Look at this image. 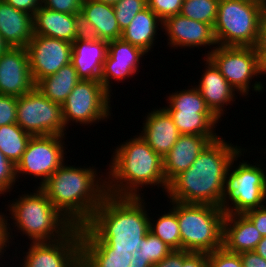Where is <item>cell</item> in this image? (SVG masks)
I'll use <instances>...</instances> for the list:
<instances>
[{
    "instance_id": "6da1fadb",
    "label": "cell",
    "mask_w": 266,
    "mask_h": 267,
    "mask_svg": "<svg viewBox=\"0 0 266 267\" xmlns=\"http://www.w3.org/2000/svg\"><path fill=\"white\" fill-rule=\"evenodd\" d=\"M221 137L212 141L187 170L168 183L164 196L175 202L220 207L226 174L232 160L243 149Z\"/></svg>"
},
{
    "instance_id": "7a4b0ae2",
    "label": "cell",
    "mask_w": 266,
    "mask_h": 267,
    "mask_svg": "<svg viewBox=\"0 0 266 267\" xmlns=\"http://www.w3.org/2000/svg\"><path fill=\"white\" fill-rule=\"evenodd\" d=\"M137 134L113 149L105 172L107 194L144 197V188L150 186L151 190L158 187L166 193L168 183L164 175L163 158Z\"/></svg>"
},
{
    "instance_id": "3957f363",
    "label": "cell",
    "mask_w": 266,
    "mask_h": 267,
    "mask_svg": "<svg viewBox=\"0 0 266 267\" xmlns=\"http://www.w3.org/2000/svg\"><path fill=\"white\" fill-rule=\"evenodd\" d=\"M95 166L67 165L65 162L39 187L69 221L85 225L106 193V176ZM102 173V174H100Z\"/></svg>"
},
{
    "instance_id": "277c9868",
    "label": "cell",
    "mask_w": 266,
    "mask_h": 267,
    "mask_svg": "<svg viewBox=\"0 0 266 267\" xmlns=\"http://www.w3.org/2000/svg\"><path fill=\"white\" fill-rule=\"evenodd\" d=\"M145 197L106 194L85 225L110 248L139 252V245L149 232L150 213Z\"/></svg>"
},
{
    "instance_id": "5b68a950",
    "label": "cell",
    "mask_w": 266,
    "mask_h": 267,
    "mask_svg": "<svg viewBox=\"0 0 266 267\" xmlns=\"http://www.w3.org/2000/svg\"><path fill=\"white\" fill-rule=\"evenodd\" d=\"M24 192L5 205L8 207L5 211H9L5 214V236L8 248L15 243L12 231L26 236L30 242H50L65 237L75 227L54 207L39 187L34 186L32 192Z\"/></svg>"
},
{
    "instance_id": "8992f818",
    "label": "cell",
    "mask_w": 266,
    "mask_h": 267,
    "mask_svg": "<svg viewBox=\"0 0 266 267\" xmlns=\"http://www.w3.org/2000/svg\"><path fill=\"white\" fill-rule=\"evenodd\" d=\"M247 151L253 152L244 147L232 160L226 174L220 208L227 214H244L266 204V167L263 162L266 157L261 156L260 160L255 159L257 163L251 164L241 158H246L244 154L250 156Z\"/></svg>"
},
{
    "instance_id": "52a82bcc",
    "label": "cell",
    "mask_w": 266,
    "mask_h": 267,
    "mask_svg": "<svg viewBox=\"0 0 266 267\" xmlns=\"http://www.w3.org/2000/svg\"><path fill=\"white\" fill-rule=\"evenodd\" d=\"M176 212L181 235V250L211 253L222 248L225 212L210 204L169 201Z\"/></svg>"
},
{
    "instance_id": "ba28073f",
    "label": "cell",
    "mask_w": 266,
    "mask_h": 267,
    "mask_svg": "<svg viewBox=\"0 0 266 267\" xmlns=\"http://www.w3.org/2000/svg\"><path fill=\"white\" fill-rule=\"evenodd\" d=\"M262 6L252 0H219L213 26L217 45L256 47Z\"/></svg>"
},
{
    "instance_id": "9c48e42d",
    "label": "cell",
    "mask_w": 266,
    "mask_h": 267,
    "mask_svg": "<svg viewBox=\"0 0 266 267\" xmlns=\"http://www.w3.org/2000/svg\"><path fill=\"white\" fill-rule=\"evenodd\" d=\"M207 57L240 96L249 98L251 91L264 92V83L255 81L262 77L260 51L256 47L217 46Z\"/></svg>"
},
{
    "instance_id": "30bf717a",
    "label": "cell",
    "mask_w": 266,
    "mask_h": 267,
    "mask_svg": "<svg viewBox=\"0 0 266 267\" xmlns=\"http://www.w3.org/2000/svg\"><path fill=\"white\" fill-rule=\"evenodd\" d=\"M111 96L100 81H79L61 106L66 128L73 123L85 127L113 120Z\"/></svg>"
},
{
    "instance_id": "8fae6325",
    "label": "cell",
    "mask_w": 266,
    "mask_h": 267,
    "mask_svg": "<svg viewBox=\"0 0 266 267\" xmlns=\"http://www.w3.org/2000/svg\"><path fill=\"white\" fill-rule=\"evenodd\" d=\"M65 138L66 136L59 135L32 136L25 152L16 164L17 180L22 175H28L24 177L25 180L26 177L32 176L31 179L40 181L36 186L41 187L67 161Z\"/></svg>"
},
{
    "instance_id": "7c38bea8",
    "label": "cell",
    "mask_w": 266,
    "mask_h": 267,
    "mask_svg": "<svg viewBox=\"0 0 266 267\" xmlns=\"http://www.w3.org/2000/svg\"><path fill=\"white\" fill-rule=\"evenodd\" d=\"M16 123L31 136L67 135L61 105L36 88L17 97Z\"/></svg>"
},
{
    "instance_id": "4fadbf2b",
    "label": "cell",
    "mask_w": 266,
    "mask_h": 267,
    "mask_svg": "<svg viewBox=\"0 0 266 267\" xmlns=\"http://www.w3.org/2000/svg\"><path fill=\"white\" fill-rule=\"evenodd\" d=\"M18 267H80V228L75 226L65 237L50 242H30ZM23 258V259H22ZM21 261V262H20Z\"/></svg>"
},
{
    "instance_id": "5bb4252c",
    "label": "cell",
    "mask_w": 266,
    "mask_h": 267,
    "mask_svg": "<svg viewBox=\"0 0 266 267\" xmlns=\"http://www.w3.org/2000/svg\"><path fill=\"white\" fill-rule=\"evenodd\" d=\"M26 48L35 84L71 62L72 43L61 39L34 35Z\"/></svg>"
},
{
    "instance_id": "9a60e30c",
    "label": "cell",
    "mask_w": 266,
    "mask_h": 267,
    "mask_svg": "<svg viewBox=\"0 0 266 267\" xmlns=\"http://www.w3.org/2000/svg\"><path fill=\"white\" fill-rule=\"evenodd\" d=\"M148 55L140 47L124 41L122 38L108 42V53L103 63L100 77L104 89L111 95L113 82L125 83L138 74L142 58ZM141 61V62H140ZM114 80V81H113ZM113 81V82H112ZM112 84V85H111Z\"/></svg>"
},
{
    "instance_id": "2e32d148",
    "label": "cell",
    "mask_w": 266,
    "mask_h": 267,
    "mask_svg": "<svg viewBox=\"0 0 266 267\" xmlns=\"http://www.w3.org/2000/svg\"><path fill=\"white\" fill-rule=\"evenodd\" d=\"M162 28L170 49L192 50L195 47L198 49L208 47L209 50L204 54L207 57L218 46L210 24L192 20L181 14L167 17L163 21Z\"/></svg>"
},
{
    "instance_id": "e0dca14e",
    "label": "cell",
    "mask_w": 266,
    "mask_h": 267,
    "mask_svg": "<svg viewBox=\"0 0 266 267\" xmlns=\"http://www.w3.org/2000/svg\"><path fill=\"white\" fill-rule=\"evenodd\" d=\"M34 88L27 48H9L0 56V95L19 97Z\"/></svg>"
},
{
    "instance_id": "ac0fdd59",
    "label": "cell",
    "mask_w": 266,
    "mask_h": 267,
    "mask_svg": "<svg viewBox=\"0 0 266 267\" xmlns=\"http://www.w3.org/2000/svg\"><path fill=\"white\" fill-rule=\"evenodd\" d=\"M203 58L204 60L201 62H204L205 70H202L203 74L200 76L198 84L194 83L193 85L200 91L211 112L222 121L227 106H233V103H236L235 100L238 99L237 96H241L227 82L214 63L208 57L204 56Z\"/></svg>"
},
{
    "instance_id": "d6986e66",
    "label": "cell",
    "mask_w": 266,
    "mask_h": 267,
    "mask_svg": "<svg viewBox=\"0 0 266 267\" xmlns=\"http://www.w3.org/2000/svg\"><path fill=\"white\" fill-rule=\"evenodd\" d=\"M79 228L82 267H129L133 259L131 253L110 248L86 225Z\"/></svg>"
},
{
    "instance_id": "ffe728a7",
    "label": "cell",
    "mask_w": 266,
    "mask_h": 267,
    "mask_svg": "<svg viewBox=\"0 0 266 267\" xmlns=\"http://www.w3.org/2000/svg\"><path fill=\"white\" fill-rule=\"evenodd\" d=\"M144 117L139 133L147 144L162 158L171 150L180 133L173 118L163 107L152 108Z\"/></svg>"
},
{
    "instance_id": "44dd1931",
    "label": "cell",
    "mask_w": 266,
    "mask_h": 267,
    "mask_svg": "<svg viewBox=\"0 0 266 267\" xmlns=\"http://www.w3.org/2000/svg\"><path fill=\"white\" fill-rule=\"evenodd\" d=\"M219 137L180 134L171 150L163 157V170L166 182L187 170L198 155Z\"/></svg>"
},
{
    "instance_id": "7402d4cb",
    "label": "cell",
    "mask_w": 266,
    "mask_h": 267,
    "mask_svg": "<svg viewBox=\"0 0 266 267\" xmlns=\"http://www.w3.org/2000/svg\"><path fill=\"white\" fill-rule=\"evenodd\" d=\"M263 238L254 224L244 214H227L223 220L222 247L240 254L254 251Z\"/></svg>"
},
{
    "instance_id": "603a6c76",
    "label": "cell",
    "mask_w": 266,
    "mask_h": 267,
    "mask_svg": "<svg viewBox=\"0 0 266 267\" xmlns=\"http://www.w3.org/2000/svg\"><path fill=\"white\" fill-rule=\"evenodd\" d=\"M108 53V41H74L71 63L81 80L100 81L103 63Z\"/></svg>"
},
{
    "instance_id": "cb8c5ba5",
    "label": "cell",
    "mask_w": 266,
    "mask_h": 267,
    "mask_svg": "<svg viewBox=\"0 0 266 267\" xmlns=\"http://www.w3.org/2000/svg\"><path fill=\"white\" fill-rule=\"evenodd\" d=\"M0 34L10 48H26L34 36L33 16L0 0Z\"/></svg>"
},
{
    "instance_id": "d4e9b609",
    "label": "cell",
    "mask_w": 266,
    "mask_h": 267,
    "mask_svg": "<svg viewBox=\"0 0 266 267\" xmlns=\"http://www.w3.org/2000/svg\"><path fill=\"white\" fill-rule=\"evenodd\" d=\"M162 26L163 21L147 6L136 14L129 26L122 31L121 38L148 54L153 51L158 39L157 31L163 30Z\"/></svg>"
},
{
    "instance_id": "484cf974",
    "label": "cell",
    "mask_w": 266,
    "mask_h": 267,
    "mask_svg": "<svg viewBox=\"0 0 266 267\" xmlns=\"http://www.w3.org/2000/svg\"><path fill=\"white\" fill-rule=\"evenodd\" d=\"M34 35L61 39L70 43L75 40V14L56 12L41 6L33 16Z\"/></svg>"
},
{
    "instance_id": "4316f807",
    "label": "cell",
    "mask_w": 266,
    "mask_h": 267,
    "mask_svg": "<svg viewBox=\"0 0 266 267\" xmlns=\"http://www.w3.org/2000/svg\"><path fill=\"white\" fill-rule=\"evenodd\" d=\"M81 81L73 64L61 67L57 73L44 77L35 84L45 97L51 101L60 104L65 102L76 84Z\"/></svg>"
},
{
    "instance_id": "83f0119b",
    "label": "cell",
    "mask_w": 266,
    "mask_h": 267,
    "mask_svg": "<svg viewBox=\"0 0 266 267\" xmlns=\"http://www.w3.org/2000/svg\"><path fill=\"white\" fill-rule=\"evenodd\" d=\"M81 12L95 26L102 40L109 42L121 38L122 31L116 20L113 5L82 0Z\"/></svg>"
},
{
    "instance_id": "f1b7e54d",
    "label": "cell",
    "mask_w": 266,
    "mask_h": 267,
    "mask_svg": "<svg viewBox=\"0 0 266 267\" xmlns=\"http://www.w3.org/2000/svg\"><path fill=\"white\" fill-rule=\"evenodd\" d=\"M180 134L220 137L217 124L221 122L213 113L196 111H168ZM217 128V129H216Z\"/></svg>"
},
{
    "instance_id": "f546056e",
    "label": "cell",
    "mask_w": 266,
    "mask_h": 267,
    "mask_svg": "<svg viewBox=\"0 0 266 267\" xmlns=\"http://www.w3.org/2000/svg\"><path fill=\"white\" fill-rule=\"evenodd\" d=\"M161 216L157 214V220L150 213L149 231L159 237L172 250H181V235L176 212L169 207Z\"/></svg>"
},
{
    "instance_id": "4dcf8cb0",
    "label": "cell",
    "mask_w": 266,
    "mask_h": 267,
    "mask_svg": "<svg viewBox=\"0 0 266 267\" xmlns=\"http://www.w3.org/2000/svg\"><path fill=\"white\" fill-rule=\"evenodd\" d=\"M31 137L17 123L0 126V150L7 159L16 165L25 152Z\"/></svg>"
},
{
    "instance_id": "1f68e13d",
    "label": "cell",
    "mask_w": 266,
    "mask_h": 267,
    "mask_svg": "<svg viewBox=\"0 0 266 267\" xmlns=\"http://www.w3.org/2000/svg\"><path fill=\"white\" fill-rule=\"evenodd\" d=\"M191 87V88H190ZM181 90V91H180ZM169 93L165 99L167 111H196V113H212L207 107L200 91L195 86H188L186 89Z\"/></svg>"
},
{
    "instance_id": "d6a6232c",
    "label": "cell",
    "mask_w": 266,
    "mask_h": 267,
    "mask_svg": "<svg viewBox=\"0 0 266 267\" xmlns=\"http://www.w3.org/2000/svg\"><path fill=\"white\" fill-rule=\"evenodd\" d=\"M219 0H184L180 14L214 26Z\"/></svg>"
},
{
    "instance_id": "836d02e7",
    "label": "cell",
    "mask_w": 266,
    "mask_h": 267,
    "mask_svg": "<svg viewBox=\"0 0 266 267\" xmlns=\"http://www.w3.org/2000/svg\"><path fill=\"white\" fill-rule=\"evenodd\" d=\"M141 250L132 253L135 258L147 260L152 266L167 257L173 250L166 245L159 237L148 232L139 245Z\"/></svg>"
},
{
    "instance_id": "e575fe53",
    "label": "cell",
    "mask_w": 266,
    "mask_h": 267,
    "mask_svg": "<svg viewBox=\"0 0 266 267\" xmlns=\"http://www.w3.org/2000/svg\"><path fill=\"white\" fill-rule=\"evenodd\" d=\"M147 7V0H120L113 5L116 20L121 31H124L136 14Z\"/></svg>"
},
{
    "instance_id": "d590c367",
    "label": "cell",
    "mask_w": 266,
    "mask_h": 267,
    "mask_svg": "<svg viewBox=\"0 0 266 267\" xmlns=\"http://www.w3.org/2000/svg\"><path fill=\"white\" fill-rule=\"evenodd\" d=\"M19 183L16 176V165L7 159L0 150V196L11 194L16 183Z\"/></svg>"
},
{
    "instance_id": "8d00e7d4",
    "label": "cell",
    "mask_w": 266,
    "mask_h": 267,
    "mask_svg": "<svg viewBox=\"0 0 266 267\" xmlns=\"http://www.w3.org/2000/svg\"><path fill=\"white\" fill-rule=\"evenodd\" d=\"M208 267H243L240 254L226 251L223 247L207 253Z\"/></svg>"
},
{
    "instance_id": "74e56055",
    "label": "cell",
    "mask_w": 266,
    "mask_h": 267,
    "mask_svg": "<svg viewBox=\"0 0 266 267\" xmlns=\"http://www.w3.org/2000/svg\"><path fill=\"white\" fill-rule=\"evenodd\" d=\"M76 30L74 41H97L102 40L95 26L81 12L75 14Z\"/></svg>"
},
{
    "instance_id": "f35d334b",
    "label": "cell",
    "mask_w": 266,
    "mask_h": 267,
    "mask_svg": "<svg viewBox=\"0 0 266 267\" xmlns=\"http://www.w3.org/2000/svg\"><path fill=\"white\" fill-rule=\"evenodd\" d=\"M184 0H147V6L162 20L180 14Z\"/></svg>"
},
{
    "instance_id": "ab89813d",
    "label": "cell",
    "mask_w": 266,
    "mask_h": 267,
    "mask_svg": "<svg viewBox=\"0 0 266 267\" xmlns=\"http://www.w3.org/2000/svg\"><path fill=\"white\" fill-rule=\"evenodd\" d=\"M17 121V97L0 95V126L10 125Z\"/></svg>"
},
{
    "instance_id": "60d3db41",
    "label": "cell",
    "mask_w": 266,
    "mask_h": 267,
    "mask_svg": "<svg viewBox=\"0 0 266 267\" xmlns=\"http://www.w3.org/2000/svg\"><path fill=\"white\" fill-rule=\"evenodd\" d=\"M82 0H42L45 8L68 14H76L81 11Z\"/></svg>"
},
{
    "instance_id": "b9f144b4",
    "label": "cell",
    "mask_w": 266,
    "mask_h": 267,
    "mask_svg": "<svg viewBox=\"0 0 266 267\" xmlns=\"http://www.w3.org/2000/svg\"><path fill=\"white\" fill-rule=\"evenodd\" d=\"M244 215L254 224L263 237L266 236V205L247 211Z\"/></svg>"
},
{
    "instance_id": "7bdbcfd3",
    "label": "cell",
    "mask_w": 266,
    "mask_h": 267,
    "mask_svg": "<svg viewBox=\"0 0 266 267\" xmlns=\"http://www.w3.org/2000/svg\"><path fill=\"white\" fill-rule=\"evenodd\" d=\"M182 267H208L207 253H194L182 250Z\"/></svg>"
},
{
    "instance_id": "ee69618b",
    "label": "cell",
    "mask_w": 266,
    "mask_h": 267,
    "mask_svg": "<svg viewBox=\"0 0 266 267\" xmlns=\"http://www.w3.org/2000/svg\"><path fill=\"white\" fill-rule=\"evenodd\" d=\"M17 10L27 12L34 16L35 12L42 6V0H5Z\"/></svg>"
},
{
    "instance_id": "f6af8a7d",
    "label": "cell",
    "mask_w": 266,
    "mask_h": 267,
    "mask_svg": "<svg viewBox=\"0 0 266 267\" xmlns=\"http://www.w3.org/2000/svg\"><path fill=\"white\" fill-rule=\"evenodd\" d=\"M243 267H266V260L255 251L240 253Z\"/></svg>"
},
{
    "instance_id": "bcb514c9",
    "label": "cell",
    "mask_w": 266,
    "mask_h": 267,
    "mask_svg": "<svg viewBox=\"0 0 266 267\" xmlns=\"http://www.w3.org/2000/svg\"><path fill=\"white\" fill-rule=\"evenodd\" d=\"M152 267H182V250H173L167 257Z\"/></svg>"
},
{
    "instance_id": "7dc6e473",
    "label": "cell",
    "mask_w": 266,
    "mask_h": 267,
    "mask_svg": "<svg viewBox=\"0 0 266 267\" xmlns=\"http://www.w3.org/2000/svg\"><path fill=\"white\" fill-rule=\"evenodd\" d=\"M10 248H8L7 242H6V236H5V213L0 211V260L6 259L3 255H6V250L8 251ZM5 253V254H4ZM4 257V258H3ZM2 258V259H1ZM0 264H2L0 262ZM0 266H6L4 264Z\"/></svg>"
},
{
    "instance_id": "c3c4849f",
    "label": "cell",
    "mask_w": 266,
    "mask_h": 267,
    "mask_svg": "<svg viewBox=\"0 0 266 267\" xmlns=\"http://www.w3.org/2000/svg\"><path fill=\"white\" fill-rule=\"evenodd\" d=\"M257 45H266V4L262 6L259 19V37Z\"/></svg>"
},
{
    "instance_id": "681fc988",
    "label": "cell",
    "mask_w": 266,
    "mask_h": 267,
    "mask_svg": "<svg viewBox=\"0 0 266 267\" xmlns=\"http://www.w3.org/2000/svg\"><path fill=\"white\" fill-rule=\"evenodd\" d=\"M256 48L260 51L261 74H266V45H257Z\"/></svg>"
},
{
    "instance_id": "f907efd6",
    "label": "cell",
    "mask_w": 266,
    "mask_h": 267,
    "mask_svg": "<svg viewBox=\"0 0 266 267\" xmlns=\"http://www.w3.org/2000/svg\"><path fill=\"white\" fill-rule=\"evenodd\" d=\"M254 251L266 260V236L258 242Z\"/></svg>"
},
{
    "instance_id": "816d5d0a",
    "label": "cell",
    "mask_w": 266,
    "mask_h": 267,
    "mask_svg": "<svg viewBox=\"0 0 266 267\" xmlns=\"http://www.w3.org/2000/svg\"><path fill=\"white\" fill-rule=\"evenodd\" d=\"M129 267H152V265L147 260L133 257Z\"/></svg>"
},
{
    "instance_id": "f5cc1de1",
    "label": "cell",
    "mask_w": 266,
    "mask_h": 267,
    "mask_svg": "<svg viewBox=\"0 0 266 267\" xmlns=\"http://www.w3.org/2000/svg\"><path fill=\"white\" fill-rule=\"evenodd\" d=\"M9 45L5 42L3 36L0 34V56L9 49Z\"/></svg>"
},
{
    "instance_id": "db71d44e",
    "label": "cell",
    "mask_w": 266,
    "mask_h": 267,
    "mask_svg": "<svg viewBox=\"0 0 266 267\" xmlns=\"http://www.w3.org/2000/svg\"><path fill=\"white\" fill-rule=\"evenodd\" d=\"M93 1L114 5L115 3H117L120 0H93Z\"/></svg>"
},
{
    "instance_id": "11a10c76",
    "label": "cell",
    "mask_w": 266,
    "mask_h": 267,
    "mask_svg": "<svg viewBox=\"0 0 266 267\" xmlns=\"http://www.w3.org/2000/svg\"><path fill=\"white\" fill-rule=\"evenodd\" d=\"M252 1L258 2L262 5L266 4V0H252Z\"/></svg>"
}]
</instances>
